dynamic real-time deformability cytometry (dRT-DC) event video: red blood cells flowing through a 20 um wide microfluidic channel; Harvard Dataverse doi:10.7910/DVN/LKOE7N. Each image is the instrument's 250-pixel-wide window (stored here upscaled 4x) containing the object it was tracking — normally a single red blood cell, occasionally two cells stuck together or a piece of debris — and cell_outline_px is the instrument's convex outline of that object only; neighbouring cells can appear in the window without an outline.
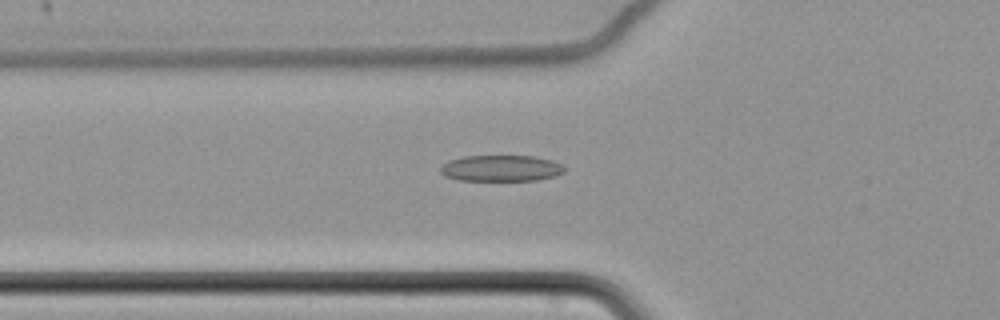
{"species": "common noctule bat (a hibernating species)", "species_latin": "Nyctalus noctula", "temperature_condition": "cold", "stored_images_in_passage": 59, "camera_frame_rate_fps": 3000, "um_per_image_px": 0.085, "animal": {"sex": "female", "body_mass_g": 22.7, "forearm_length_mm": 54.2}, "frame": {"image": 1, "passage_image": 21, "time_ms": 6.667, "image_size_px": [1000, 320], "cell_outline_px": [[564, 172], [556, 176], [536, 180], [460, 180], [444, 176], [440, 172], [440, 164], [448, 160], [464, 156], [532, 156], [552, 160], [560, 164], [564, 168]], "centroid_in_image_um": [42.54, 14.3], "position_along_channel_um": 83.3, "area_um2": 18.96}}
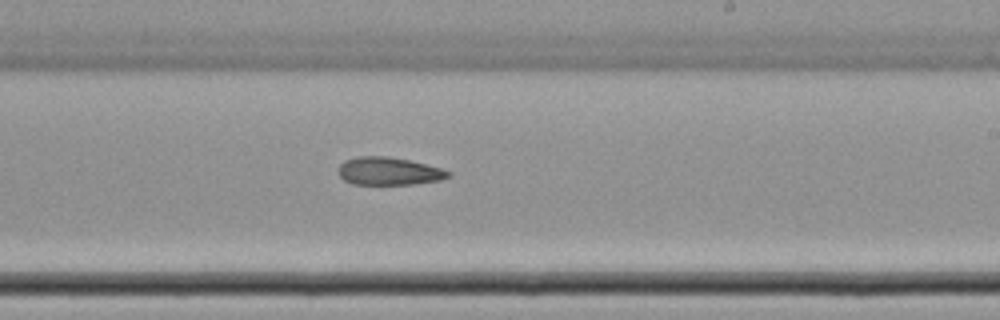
{"frame": {"image": 2, "passage_image": 36, "time_ms": 11.667, "image_size_px": [1000, 320], "cell_outline_px": [[452, 176], [440, 180], [412, 184], [352, 184], [344, 180], [340, 176], [340, 164], [344, 160], [356, 156], [388, 156], [408, 160], [440, 168], [452, 172]], "centroid_in_image_um": [33.05, 14.55], "position_along_channel_um": 255.9, "area_um2": 17.74}}
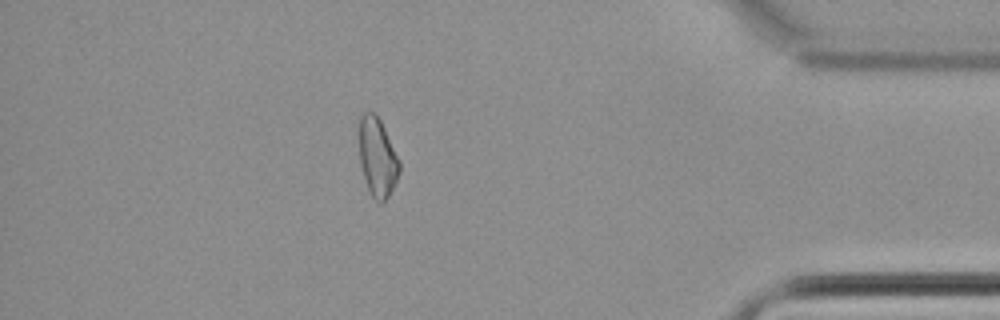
{"frame": {"image": 3, "passage_image": 52, "time_ms": 17.0, "image_size_px": [1000, 320], "cell_outline_px": [[400, 172], [388, 196], [380, 204], [372, 196], [368, 188], [360, 164], [360, 116], [364, 112], [376, 112], [400, 160]], "centroid_in_image_um": [32.09, 13.35], "position_along_channel_um": 403.1, "area_um2": 18.21}}